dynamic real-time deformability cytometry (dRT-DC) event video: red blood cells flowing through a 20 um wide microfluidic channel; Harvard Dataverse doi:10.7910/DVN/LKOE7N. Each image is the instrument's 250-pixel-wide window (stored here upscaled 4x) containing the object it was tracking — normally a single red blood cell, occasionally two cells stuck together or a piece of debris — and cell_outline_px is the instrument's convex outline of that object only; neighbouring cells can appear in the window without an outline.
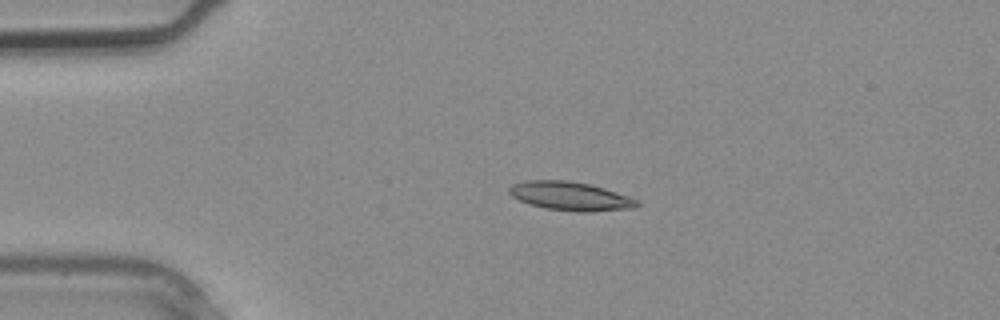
{"species": "common noctule bat (a hibernating species)", "species_latin": "Nyctalus noctula", "temperature_condition": "warm", "stored_images_in_passage": 4, "camera_frame_rate_fps": 3000, "um_per_image_px": 0.085, "animal": {"sex": "male", "body_mass_g": 20.4}, "frame": {"image": 1, "passage_image": 3, "time_ms": 0.667, "image_size_px": [1000, 320], "cell_outline_px": [[640, 204], [636, 208], [584, 212], [580, 212], [544, 208], [528, 204], [512, 196], [508, 192], [508, 188], [512, 184], [528, 180], [568, 180], [588, 184], [604, 188], [640, 200]], "centroid_in_image_um": [48.49, 16.67], "position_along_channel_um": 36.5, "area_um2": 21.44}}
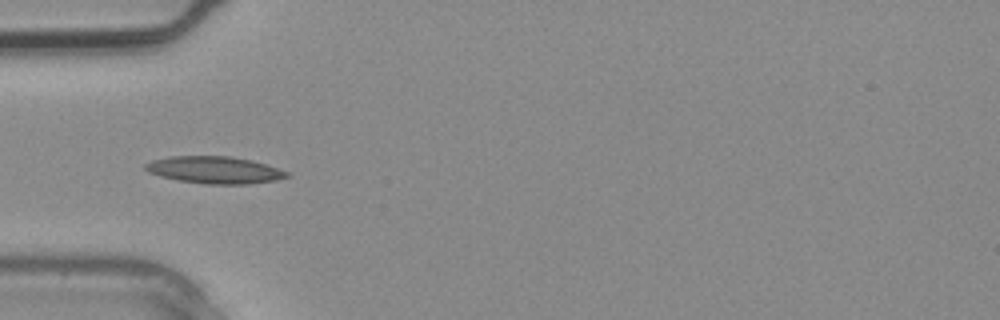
{"frame": {"image": 2, "passage_image": 4, "time_ms": 1.0, "image_size_px": [1000, 320], "cell_outline_px": [[288, 176], [276, 180], [248, 184], [204, 184], [176, 180], [160, 176], [148, 172], [144, 168], [144, 164], [152, 160], [168, 156], [232, 156], [252, 160], [288, 172]], "centroid_in_image_um": [18.18, 14.44], "position_along_channel_um": 66.8, "area_um2": 22.37}}